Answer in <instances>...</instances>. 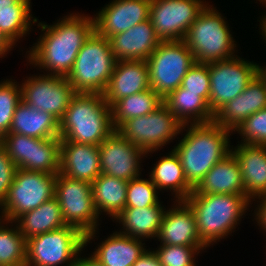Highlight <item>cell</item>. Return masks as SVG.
Here are the masks:
<instances>
[{
	"mask_svg": "<svg viewBox=\"0 0 266 266\" xmlns=\"http://www.w3.org/2000/svg\"><path fill=\"white\" fill-rule=\"evenodd\" d=\"M39 25L45 33L28 51L29 61L40 69H48L50 75L66 78L83 44L95 31L94 18L71 14L54 25Z\"/></svg>",
	"mask_w": 266,
	"mask_h": 266,
	"instance_id": "cell-1",
	"label": "cell"
},
{
	"mask_svg": "<svg viewBox=\"0 0 266 266\" xmlns=\"http://www.w3.org/2000/svg\"><path fill=\"white\" fill-rule=\"evenodd\" d=\"M214 121L190 124L184 138L174 147L179 156L186 181L195 188L206 173L231 150L229 133Z\"/></svg>",
	"mask_w": 266,
	"mask_h": 266,
	"instance_id": "cell-2",
	"label": "cell"
},
{
	"mask_svg": "<svg viewBox=\"0 0 266 266\" xmlns=\"http://www.w3.org/2000/svg\"><path fill=\"white\" fill-rule=\"evenodd\" d=\"M115 128L103 94L76 93L59 121L61 141L99 146Z\"/></svg>",
	"mask_w": 266,
	"mask_h": 266,
	"instance_id": "cell-3",
	"label": "cell"
},
{
	"mask_svg": "<svg viewBox=\"0 0 266 266\" xmlns=\"http://www.w3.org/2000/svg\"><path fill=\"white\" fill-rule=\"evenodd\" d=\"M192 208L201 241L210 246L227 236L246 212L251 200L241 194H196L185 199Z\"/></svg>",
	"mask_w": 266,
	"mask_h": 266,
	"instance_id": "cell-4",
	"label": "cell"
},
{
	"mask_svg": "<svg viewBox=\"0 0 266 266\" xmlns=\"http://www.w3.org/2000/svg\"><path fill=\"white\" fill-rule=\"evenodd\" d=\"M115 64L109 40L94 31L80 49L66 78L76 93L104 94Z\"/></svg>",
	"mask_w": 266,
	"mask_h": 266,
	"instance_id": "cell-5",
	"label": "cell"
},
{
	"mask_svg": "<svg viewBox=\"0 0 266 266\" xmlns=\"http://www.w3.org/2000/svg\"><path fill=\"white\" fill-rule=\"evenodd\" d=\"M183 42L191 50L196 63L210 64L233 58L235 41L222 15L211 5L200 12Z\"/></svg>",
	"mask_w": 266,
	"mask_h": 266,
	"instance_id": "cell-6",
	"label": "cell"
},
{
	"mask_svg": "<svg viewBox=\"0 0 266 266\" xmlns=\"http://www.w3.org/2000/svg\"><path fill=\"white\" fill-rule=\"evenodd\" d=\"M54 197L58 200L66 225L85 235V246L95 236L99 218L93 202L92 185L58 173Z\"/></svg>",
	"mask_w": 266,
	"mask_h": 266,
	"instance_id": "cell-7",
	"label": "cell"
},
{
	"mask_svg": "<svg viewBox=\"0 0 266 266\" xmlns=\"http://www.w3.org/2000/svg\"><path fill=\"white\" fill-rule=\"evenodd\" d=\"M85 247V235L76 227L66 225L26 240V265L74 266ZM75 257V258H74Z\"/></svg>",
	"mask_w": 266,
	"mask_h": 266,
	"instance_id": "cell-8",
	"label": "cell"
},
{
	"mask_svg": "<svg viewBox=\"0 0 266 266\" xmlns=\"http://www.w3.org/2000/svg\"><path fill=\"white\" fill-rule=\"evenodd\" d=\"M146 62L150 87L163 99L181 86L188 69L196 63L183 41H162Z\"/></svg>",
	"mask_w": 266,
	"mask_h": 266,
	"instance_id": "cell-9",
	"label": "cell"
},
{
	"mask_svg": "<svg viewBox=\"0 0 266 266\" xmlns=\"http://www.w3.org/2000/svg\"><path fill=\"white\" fill-rule=\"evenodd\" d=\"M57 174L17 168L8 195L0 205L3 219L13 223L25 212L36 209L54 197Z\"/></svg>",
	"mask_w": 266,
	"mask_h": 266,
	"instance_id": "cell-10",
	"label": "cell"
},
{
	"mask_svg": "<svg viewBox=\"0 0 266 266\" xmlns=\"http://www.w3.org/2000/svg\"><path fill=\"white\" fill-rule=\"evenodd\" d=\"M185 127L163 103L152 113L125 120L116 131L148 154L166 145Z\"/></svg>",
	"mask_w": 266,
	"mask_h": 266,
	"instance_id": "cell-11",
	"label": "cell"
},
{
	"mask_svg": "<svg viewBox=\"0 0 266 266\" xmlns=\"http://www.w3.org/2000/svg\"><path fill=\"white\" fill-rule=\"evenodd\" d=\"M210 76L209 108L215 114L241 94L257 75V63L233 57L208 64Z\"/></svg>",
	"mask_w": 266,
	"mask_h": 266,
	"instance_id": "cell-12",
	"label": "cell"
},
{
	"mask_svg": "<svg viewBox=\"0 0 266 266\" xmlns=\"http://www.w3.org/2000/svg\"><path fill=\"white\" fill-rule=\"evenodd\" d=\"M206 5L201 0H151L149 19L161 41H183Z\"/></svg>",
	"mask_w": 266,
	"mask_h": 266,
	"instance_id": "cell-13",
	"label": "cell"
},
{
	"mask_svg": "<svg viewBox=\"0 0 266 266\" xmlns=\"http://www.w3.org/2000/svg\"><path fill=\"white\" fill-rule=\"evenodd\" d=\"M75 94L67 78L50 74L29 77L21 85V99L26 105L50 113L58 121Z\"/></svg>",
	"mask_w": 266,
	"mask_h": 266,
	"instance_id": "cell-14",
	"label": "cell"
},
{
	"mask_svg": "<svg viewBox=\"0 0 266 266\" xmlns=\"http://www.w3.org/2000/svg\"><path fill=\"white\" fill-rule=\"evenodd\" d=\"M98 148L102 174L125 181L140 177L139 160L147 153L133 145L116 130L99 144Z\"/></svg>",
	"mask_w": 266,
	"mask_h": 266,
	"instance_id": "cell-15",
	"label": "cell"
},
{
	"mask_svg": "<svg viewBox=\"0 0 266 266\" xmlns=\"http://www.w3.org/2000/svg\"><path fill=\"white\" fill-rule=\"evenodd\" d=\"M151 0H113L94 17L95 31L107 39L149 19Z\"/></svg>",
	"mask_w": 266,
	"mask_h": 266,
	"instance_id": "cell-16",
	"label": "cell"
},
{
	"mask_svg": "<svg viewBox=\"0 0 266 266\" xmlns=\"http://www.w3.org/2000/svg\"><path fill=\"white\" fill-rule=\"evenodd\" d=\"M266 108V86L256 75L246 89L214 114V122L234 131L251 115Z\"/></svg>",
	"mask_w": 266,
	"mask_h": 266,
	"instance_id": "cell-17",
	"label": "cell"
},
{
	"mask_svg": "<svg viewBox=\"0 0 266 266\" xmlns=\"http://www.w3.org/2000/svg\"><path fill=\"white\" fill-rule=\"evenodd\" d=\"M176 208L165 211L158 238L161 245L207 247L199 236L192 208L185 200H177Z\"/></svg>",
	"mask_w": 266,
	"mask_h": 266,
	"instance_id": "cell-18",
	"label": "cell"
},
{
	"mask_svg": "<svg viewBox=\"0 0 266 266\" xmlns=\"http://www.w3.org/2000/svg\"><path fill=\"white\" fill-rule=\"evenodd\" d=\"M116 61L147 60L162 42L150 19L108 38Z\"/></svg>",
	"mask_w": 266,
	"mask_h": 266,
	"instance_id": "cell-19",
	"label": "cell"
},
{
	"mask_svg": "<svg viewBox=\"0 0 266 266\" xmlns=\"http://www.w3.org/2000/svg\"><path fill=\"white\" fill-rule=\"evenodd\" d=\"M150 88L146 60H121L116 61L103 95L106 103L112 107L118 100Z\"/></svg>",
	"mask_w": 266,
	"mask_h": 266,
	"instance_id": "cell-20",
	"label": "cell"
},
{
	"mask_svg": "<svg viewBox=\"0 0 266 266\" xmlns=\"http://www.w3.org/2000/svg\"><path fill=\"white\" fill-rule=\"evenodd\" d=\"M59 173L92 183L101 174L98 146L61 141Z\"/></svg>",
	"mask_w": 266,
	"mask_h": 266,
	"instance_id": "cell-21",
	"label": "cell"
},
{
	"mask_svg": "<svg viewBox=\"0 0 266 266\" xmlns=\"http://www.w3.org/2000/svg\"><path fill=\"white\" fill-rule=\"evenodd\" d=\"M231 152L237 159L247 197L266 194V145L238 144Z\"/></svg>",
	"mask_w": 266,
	"mask_h": 266,
	"instance_id": "cell-22",
	"label": "cell"
},
{
	"mask_svg": "<svg viewBox=\"0 0 266 266\" xmlns=\"http://www.w3.org/2000/svg\"><path fill=\"white\" fill-rule=\"evenodd\" d=\"M196 194H241L247 195L241 170L234 154L230 152L216 163L193 189Z\"/></svg>",
	"mask_w": 266,
	"mask_h": 266,
	"instance_id": "cell-23",
	"label": "cell"
},
{
	"mask_svg": "<svg viewBox=\"0 0 266 266\" xmlns=\"http://www.w3.org/2000/svg\"><path fill=\"white\" fill-rule=\"evenodd\" d=\"M9 133L38 139L56 138L60 137L59 121L50 113L37 110L21 101L15 109Z\"/></svg>",
	"mask_w": 266,
	"mask_h": 266,
	"instance_id": "cell-24",
	"label": "cell"
},
{
	"mask_svg": "<svg viewBox=\"0 0 266 266\" xmlns=\"http://www.w3.org/2000/svg\"><path fill=\"white\" fill-rule=\"evenodd\" d=\"M141 241L115 232L91 256L103 266H132L146 251Z\"/></svg>",
	"mask_w": 266,
	"mask_h": 266,
	"instance_id": "cell-25",
	"label": "cell"
},
{
	"mask_svg": "<svg viewBox=\"0 0 266 266\" xmlns=\"http://www.w3.org/2000/svg\"><path fill=\"white\" fill-rule=\"evenodd\" d=\"M163 101L183 125L188 126L189 123L203 124L214 121V114L208 103L197 93L185 92V88L181 86L170 92Z\"/></svg>",
	"mask_w": 266,
	"mask_h": 266,
	"instance_id": "cell-26",
	"label": "cell"
},
{
	"mask_svg": "<svg viewBox=\"0 0 266 266\" xmlns=\"http://www.w3.org/2000/svg\"><path fill=\"white\" fill-rule=\"evenodd\" d=\"M14 222L25 240L66 226L58 200L53 197L36 209L25 212Z\"/></svg>",
	"mask_w": 266,
	"mask_h": 266,
	"instance_id": "cell-27",
	"label": "cell"
},
{
	"mask_svg": "<svg viewBox=\"0 0 266 266\" xmlns=\"http://www.w3.org/2000/svg\"><path fill=\"white\" fill-rule=\"evenodd\" d=\"M164 210L159 203L143 208H124L115 219L122 222V228L125 229L120 233L137 239L153 238L159 234Z\"/></svg>",
	"mask_w": 266,
	"mask_h": 266,
	"instance_id": "cell-28",
	"label": "cell"
},
{
	"mask_svg": "<svg viewBox=\"0 0 266 266\" xmlns=\"http://www.w3.org/2000/svg\"><path fill=\"white\" fill-rule=\"evenodd\" d=\"M128 181L100 174L92 183L93 202L98 215L107 212L114 219L126 204Z\"/></svg>",
	"mask_w": 266,
	"mask_h": 266,
	"instance_id": "cell-29",
	"label": "cell"
},
{
	"mask_svg": "<svg viewBox=\"0 0 266 266\" xmlns=\"http://www.w3.org/2000/svg\"><path fill=\"white\" fill-rule=\"evenodd\" d=\"M149 175L152 183L158 189H171L177 200H185L192 192L193 187L186 181L184 170L179 156L174 150L168 156L162 157Z\"/></svg>",
	"mask_w": 266,
	"mask_h": 266,
	"instance_id": "cell-30",
	"label": "cell"
},
{
	"mask_svg": "<svg viewBox=\"0 0 266 266\" xmlns=\"http://www.w3.org/2000/svg\"><path fill=\"white\" fill-rule=\"evenodd\" d=\"M164 103L163 98L151 88L118 100L112 107L115 130L127 119L152 113Z\"/></svg>",
	"mask_w": 266,
	"mask_h": 266,
	"instance_id": "cell-31",
	"label": "cell"
},
{
	"mask_svg": "<svg viewBox=\"0 0 266 266\" xmlns=\"http://www.w3.org/2000/svg\"><path fill=\"white\" fill-rule=\"evenodd\" d=\"M14 229L0 225V266L26 265V240L18 226Z\"/></svg>",
	"mask_w": 266,
	"mask_h": 266,
	"instance_id": "cell-32",
	"label": "cell"
},
{
	"mask_svg": "<svg viewBox=\"0 0 266 266\" xmlns=\"http://www.w3.org/2000/svg\"><path fill=\"white\" fill-rule=\"evenodd\" d=\"M61 138H35L32 153V171L58 174L60 171Z\"/></svg>",
	"mask_w": 266,
	"mask_h": 266,
	"instance_id": "cell-33",
	"label": "cell"
},
{
	"mask_svg": "<svg viewBox=\"0 0 266 266\" xmlns=\"http://www.w3.org/2000/svg\"><path fill=\"white\" fill-rule=\"evenodd\" d=\"M17 168L32 171V153L35 138L22 134L8 133L0 139Z\"/></svg>",
	"mask_w": 266,
	"mask_h": 266,
	"instance_id": "cell-34",
	"label": "cell"
},
{
	"mask_svg": "<svg viewBox=\"0 0 266 266\" xmlns=\"http://www.w3.org/2000/svg\"><path fill=\"white\" fill-rule=\"evenodd\" d=\"M29 14L30 9L0 10V32L13 45L30 30L33 17Z\"/></svg>",
	"mask_w": 266,
	"mask_h": 266,
	"instance_id": "cell-35",
	"label": "cell"
},
{
	"mask_svg": "<svg viewBox=\"0 0 266 266\" xmlns=\"http://www.w3.org/2000/svg\"><path fill=\"white\" fill-rule=\"evenodd\" d=\"M12 80L0 83V139L9 133L17 105L22 101L21 86Z\"/></svg>",
	"mask_w": 266,
	"mask_h": 266,
	"instance_id": "cell-36",
	"label": "cell"
},
{
	"mask_svg": "<svg viewBox=\"0 0 266 266\" xmlns=\"http://www.w3.org/2000/svg\"><path fill=\"white\" fill-rule=\"evenodd\" d=\"M149 179L137 177L128 181L125 208H143L160 203L156 194L158 188Z\"/></svg>",
	"mask_w": 266,
	"mask_h": 266,
	"instance_id": "cell-37",
	"label": "cell"
},
{
	"mask_svg": "<svg viewBox=\"0 0 266 266\" xmlns=\"http://www.w3.org/2000/svg\"><path fill=\"white\" fill-rule=\"evenodd\" d=\"M204 247L161 245L155 252L162 266H195L194 255Z\"/></svg>",
	"mask_w": 266,
	"mask_h": 266,
	"instance_id": "cell-38",
	"label": "cell"
},
{
	"mask_svg": "<svg viewBox=\"0 0 266 266\" xmlns=\"http://www.w3.org/2000/svg\"><path fill=\"white\" fill-rule=\"evenodd\" d=\"M181 87L185 92L197 93L209 105L210 76L208 64L195 63L184 76Z\"/></svg>",
	"mask_w": 266,
	"mask_h": 266,
	"instance_id": "cell-39",
	"label": "cell"
},
{
	"mask_svg": "<svg viewBox=\"0 0 266 266\" xmlns=\"http://www.w3.org/2000/svg\"><path fill=\"white\" fill-rule=\"evenodd\" d=\"M235 131L244 144L266 145V108L251 114Z\"/></svg>",
	"mask_w": 266,
	"mask_h": 266,
	"instance_id": "cell-40",
	"label": "cell"
},
{
	"mask_svg": "<svg viewBox=\"0 0 266 266\" xmlns=\"http://www.w3.org/2000/svg\"><path fill=\"white\" fill-rule=\"evenodd\" d=\"M17 167L0 143V205L6 199L13 183Z\"/></svg>",
	"mask_w": 266,
	"mask_h": 266,
	"instance_id": "cell-41",
	"label": "cell"
},
{
	"mask_svg": "<svg viewBox=\"0 0 266 266\" xmlns=\"http://www.w3.org/2000/svg\"><path fill=\"white\" fill-rule=\"evenodd\" d=\"M132 266H162L154 251L146 250Z\"/></svg>",
	"mask_w": 266,
	"mask_h": 266,
	"instance_id": "cell-42",
	"label": "cell"
},
{
	"mask_svg": "<svg viewBox=\"0 0 266 266\" xmlns=\"http://www.w3.org/2000/svg\"><path fill=\"white\" fill-rule=\"evenodd\" d=\"M30 0H0V10L30 9Z\"/></svg>",
	"mask_w": 266,
	"mask_h": 266,
	"instance_id": "cell-43",
	"label": "cell"
},
{
	"mask_svg": "<svg viewBox=\"0 0 266 266\" xmlns=\"http://www.w3.org/2000/svg\"><path fill=\"white\" fill-rule=\"evenodd\" d=\"M258 198H261L260 206L258 205V211H256V219L257 223L266 231V194H261L258 196Z\"/></svg>",
	"mask_w": 266,
	"mask_h": 266,
	"instance_id": "cell-44",
	"label": "cell"
},
{
	"mask_svg": "<svg viewBox=\"0 0 266 266\" xmlns=\"http://www.w3.org/2000/svg\"><path fill=\"white\" fill-rule=\"evenodd\" d=\"M74 266H103V265L99 263L95 258L90 256L88 258L77 257V260Z\"/></svg>",
	"mask_w": 266,
	"mask_h": 266,
	"instance_id": "cell-45",
	"label": "cell"
},
{
	"mask_svg": "<svg viewBox=\"0 0 266 266\" xmlns=\"http://www.w3.org/2000/svg\"><path fill=\"white\" fill-rule=\"evenodd\" d=\"M12 46L14 45L0 32V58H2L5 53L7 54V51H9Z\"/></svg>",
	"mask_w": 266,
	"mask_h": 266,
	"instance_id": "cell-46",
	"label": "cell"
},
{
	"mask_svg": "<svg viewBox=\"0 0 266 266\" xmlns=\"http://www.w3.org/2000/svg\"><path fill=\"white\" fill-rule=\"evenodd\" d=\"M257 75L264 81L266 86V68L265 67L262 68L261 66L258 65Z\"/></svg>",
	"mask_w": 266,
	"mask_h": 266,
	"instance_id": "cell-47",
	"label": "cell"
},
{
	"mask_svg": "<svg viewBox=\"0 0 266 266\" xmlns=\"http://www.w3.org/2000/svg\"><path fill=\"white\" fill-rule=\"evenodd\" d=\"M262 24H260V28L262 29V35L264 36L265 35V37H264V39H265V41H266V16H264L263 18H262V22H261Z\"/></svg>",
	"mask_w": 266,
	"mask_h": 266,
	"instance_id": "cell-48",
	"label": "cell"
}]
</instances>
